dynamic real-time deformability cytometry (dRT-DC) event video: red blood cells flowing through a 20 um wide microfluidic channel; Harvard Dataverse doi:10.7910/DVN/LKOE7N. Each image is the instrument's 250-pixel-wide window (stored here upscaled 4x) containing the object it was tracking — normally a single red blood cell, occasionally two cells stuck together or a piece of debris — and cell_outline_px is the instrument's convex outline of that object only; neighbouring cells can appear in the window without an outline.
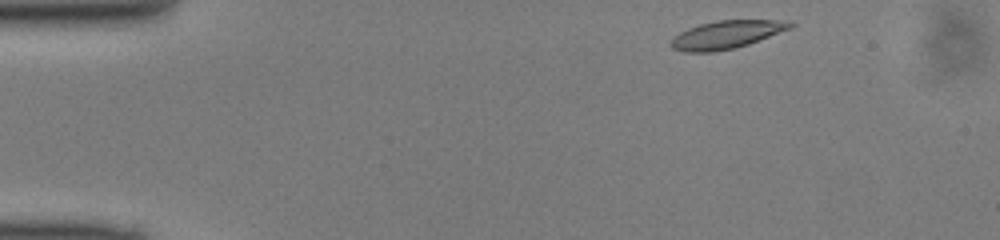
{"species": "common noctule bat (a hibernating species)", "species_latin": "Nyctalus noctula", "temperature_condition": "cold", "stored_images_in_passage": 44, "camera_frame_rate_fps": 3000, "um_per_image_px": 0.085, "animal": {"sex": "male", "body_mass_g": 13.0, "forearm_length_mm": 53.1}, "frame": {"image": 1, "passage_image": 1, "time_ms": 0.0, "image_size_px": [1000, 240], "cell_outline_px": [[796, 24], [792, 28], [748, 44], [732, 48], [712, 52], [684, 52], [672, 48], [668, 44], [672, 36], [688, 28], [700, 24], [716, 20], [792, 20]], "centroid_in_image_um": [61.74, 2.93], "position_along_channel_um": 23.3, "area_um2": 19.65}}
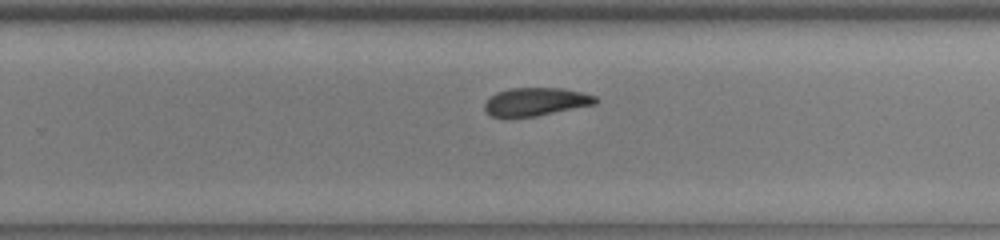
{"frame": {"image": 2, "passage_image": 26, "time_ms": 8.333, "image_size_px": [1000, 240], "cell_outline_px": [[600, 100], [596, 104], [536, 116], [492, 116], [484, 108], [484, 104], [488, 96], [496, 92], [508, 88], [564, 88], [596, 96]], "centroid_in_image_um": [45.55, 8.62], "position_along_channel_um": 284.2, "area_um2": 18.15}}
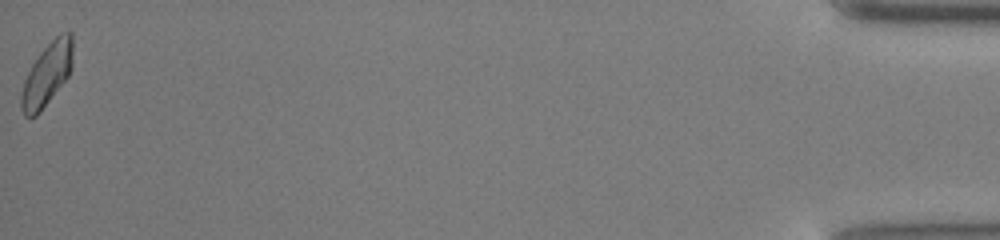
{"frame": {"image": 3, "passage_image": 44, "time_ms": 14.333, "image_size_px": [1000, 240], "cell_outline_px": [[72, 68], [68, 76], [40, 112], [36, 116], [24, 116], [20, 108], [20, 96], [24, 80], [32, 64], [40, 52], [60, 32], [72, 32]], "centroid_in_image_um": [3.98, 6.32], "position_along_channel_um": 431.2, "area_um2": 18.79}}